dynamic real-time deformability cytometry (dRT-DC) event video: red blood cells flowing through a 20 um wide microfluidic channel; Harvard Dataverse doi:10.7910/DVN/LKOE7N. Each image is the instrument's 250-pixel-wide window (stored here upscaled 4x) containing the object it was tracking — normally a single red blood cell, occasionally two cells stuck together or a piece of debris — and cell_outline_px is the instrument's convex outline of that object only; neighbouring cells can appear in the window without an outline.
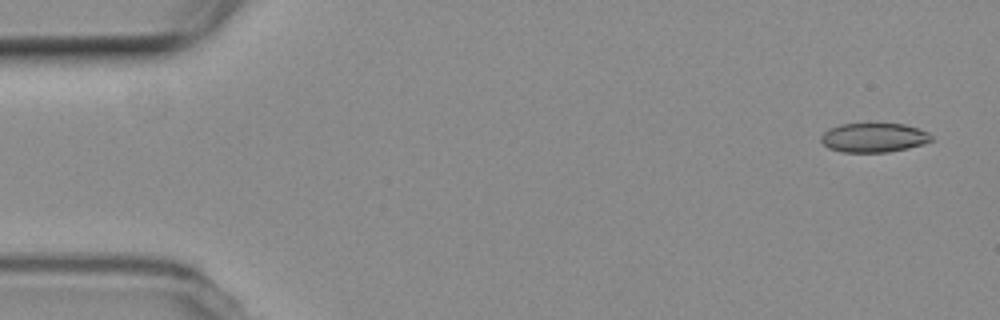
{"species": "common noctule bat (a hibernating species)", "species_latin": "Nyctalus noctula", "temperature_condition": "room temperature", "stored_images_in_passage": 5, "camera_frame_rate_fps": 3000, "um_per_image_px": 0.085, "animal": {"sex": "female", "body_mass_g": 19.3, "forearm_length_mm": 54.1}, "frame": {"image": 1, "passage_image": 1, "time_ms": 0.0, "image_size_px": [1000, 320], "cell_outline_px": [[932, 140], [924, 144], [908, 148], [888, 152], [844, 152], [828, 148], [820, 140], [820, 136], [828, 128], [840, 124], [904, 124], [928, 132], [932, 136]], "centroid_in_image_um": [74.25, 11.7], "position_along_channel_um": 10.7, "area_um2": 18.79}}
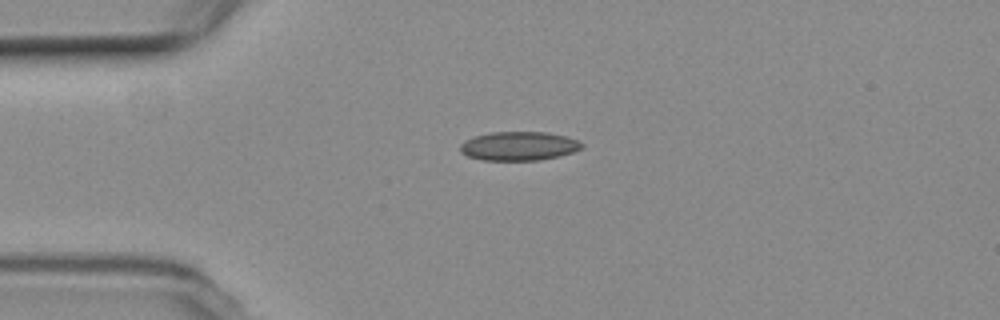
{"frame": {"image": 2, "passage_image": 4, "time_ms": 3.667, "image_size_px": [1000, 320], "cell_outline_px": [[584, 144], [580, 148], [572, 152], [560, 156], [540, 160], [484, 160], [468, 156], [460, 152], [460, 144], [464, 140], [472, 136], [492, 132], [548, 132], [564, 136], [576, 140]], "centroid_in_image_um": [44.06, 12.41], "position_along_channel_um": 40.9, "area_um2": 20.46}}